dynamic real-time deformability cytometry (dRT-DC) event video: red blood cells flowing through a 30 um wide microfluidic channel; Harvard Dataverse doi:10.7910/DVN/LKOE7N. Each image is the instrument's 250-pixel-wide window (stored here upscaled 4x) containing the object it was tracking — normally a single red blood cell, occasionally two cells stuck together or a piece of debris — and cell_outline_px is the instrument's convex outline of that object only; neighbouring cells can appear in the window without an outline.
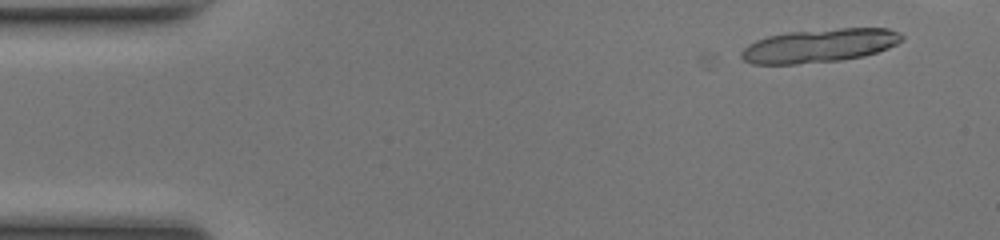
{"species": "common noctule bat (a hibernating species)", "species_latin": "Nyctalus noctula", "temperature_condition": "room temperature", "stored_images_in_passage": 18, "segment_of_instrument_passage": [1, 2], "camera_frame_rate_fps": 3000, "um_per_image_px": 0.085, "animal": {"sex": "female", "body_mass_g": 17.0, "forearm_length_mm": 48.0}, "frame": {"image": 1, "passage_image": 4, "time_ms": 1.0, "image_size_px": [1000, 240], "cell_outline_px": [[904, 40], [888, 48], [864, 56], [840, 60], [796, 64], [752, 64], [744, 60], [740, 56], [740, 52], [748, 44], [756, 40], [768, 36], [788, 32], [840, 28], [888, 28], [900, 32], [904, 36]], "centroid_in_image_um": [69.67, 3.87], "position_along_channel_um": 15.3, "area_um2": 31.5}}